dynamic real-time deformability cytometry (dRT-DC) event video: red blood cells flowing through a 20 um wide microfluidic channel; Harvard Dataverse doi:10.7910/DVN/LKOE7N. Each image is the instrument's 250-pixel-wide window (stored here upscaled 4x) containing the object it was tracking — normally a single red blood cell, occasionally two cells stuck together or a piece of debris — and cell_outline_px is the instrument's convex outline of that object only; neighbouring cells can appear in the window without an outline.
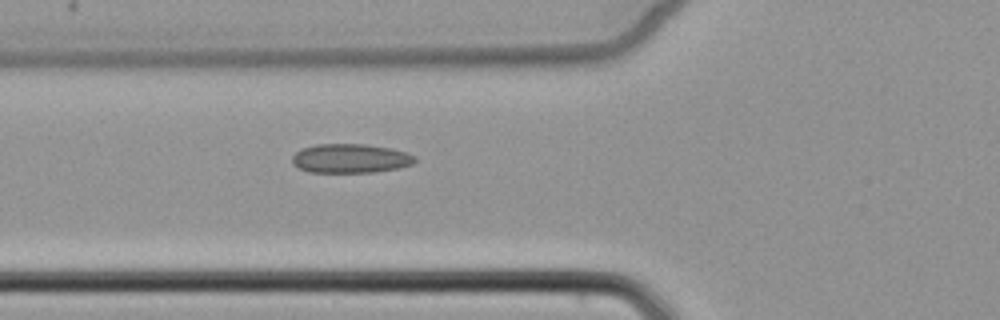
{"species": "common noctule bat (a hibernating species)", "species_latin": "Nyctalus noctula", "temperature_condition": "cold", "stored_images_in_passage": 2, "camera_frame_rate_fps": 3000, "um_per_image_px": 0.085, "animal": {"sex": "female", "body_mass_g": 22.7, "forearm_length_mm": 54.2}, "frame": {"image": 1, "passage_image": 2, "time_ms": 1.0, "image_size_px": [1000, 320], "cell_outline_px": [[416, 160], [412, 164], [400, 168], [372, 172], [308, 172], [292, 164], [292, 156], [300, 148], [316, 144], [364, 144], [392, 148], [416, 156]], "centroid_in_image_um": [29.77, 13.46], "position_along_channel_um": 96.0, "area_um2": 20.92}}